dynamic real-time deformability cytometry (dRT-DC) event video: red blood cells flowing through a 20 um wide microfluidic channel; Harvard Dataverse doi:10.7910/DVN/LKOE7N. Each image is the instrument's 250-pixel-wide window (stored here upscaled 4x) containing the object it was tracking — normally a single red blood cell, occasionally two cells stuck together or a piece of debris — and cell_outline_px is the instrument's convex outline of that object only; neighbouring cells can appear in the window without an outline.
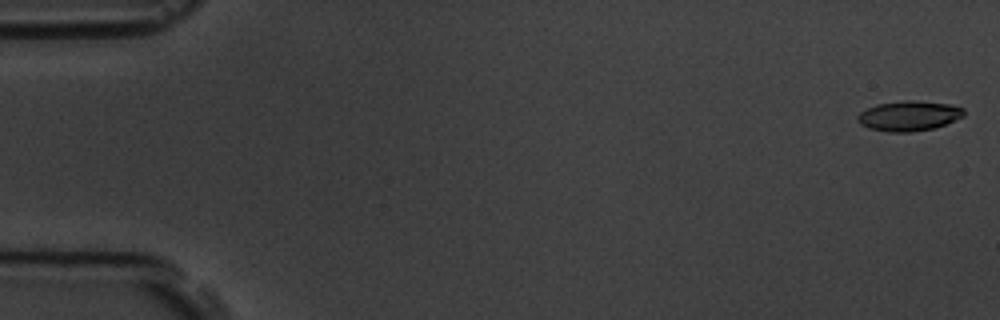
{"species": "common noctule bat (a hibernating species)", "species_latin": "Nyctalus noctula", "temperature_condition": "room temperature", "stored_images_in_passage": 5, "camera_frame_rate_fps": 3000, "um_per_image_px": 0.085, "animal": {"sex": "male", "body_mass_g": 19.5, "forearm_length_mm": 54.6}, "frame": {"image": 1, "passage_image": 1, "time_ms": 0.0, "image_size_px": [1000, 320], "cell_outline_px": [[964, 116], [944, 124], [932, 128], [912, 132], [888, 132], [868, 128], [860, 124], [856, 120], [856, 116], [860, 112], [876, 104], [904, 100], [916, 100], [948, 104], [964, 108]], "centroid_in_image_um": [77.21, 9.84], "position_along_channel_um": 7.8, "area_um2": 18.61}}
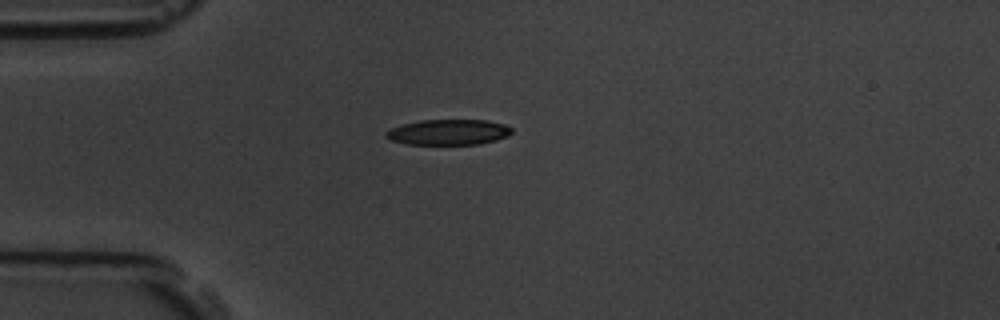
{"frame": {"image": 2, "passage_image": 5, "time_ms": 4.667, "image_size_px": [1000, 320], "cell_outline_px": [[512, 132], [508, 136], [496, 140], [480, 144], [408, 144], [392, 140], [384, 136], [384, 132], [392, 128], [404, 124], [420, 120], [488, 120], [504, 124], [512, 128]], "centroid_in_image_um": [38.14, 11.23], "position_along_channel_um": 46.9, "area_um2": 18.67}}